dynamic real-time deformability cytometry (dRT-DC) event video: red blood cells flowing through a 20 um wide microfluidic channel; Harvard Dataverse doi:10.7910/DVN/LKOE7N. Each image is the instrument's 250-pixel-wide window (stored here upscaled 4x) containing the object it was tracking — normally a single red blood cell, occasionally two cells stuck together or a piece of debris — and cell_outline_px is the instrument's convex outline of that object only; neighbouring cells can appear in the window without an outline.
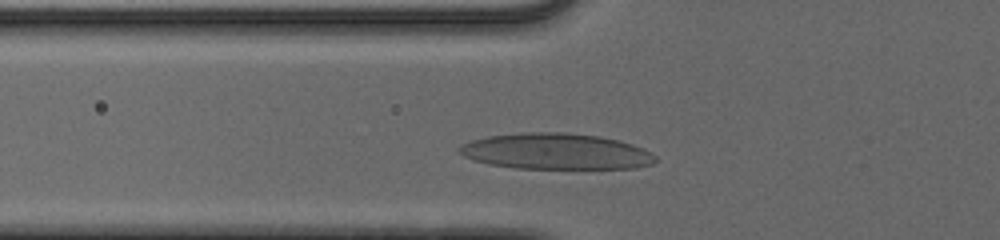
{"species": "human", "species_latin": "Homo sapiens", "temperature_condition": "cold", "stored_images_in_passage": 27, "camera_frame_rate_fps": 3000, "um_per_image_px": 0.085, "donor": {"sex": "male"}, "frame": {"image": 1, "passage_image": 2, "time_ms": 0.333, "image_size_px": [1000, 240], "cell_outline_px": [[660, 160], [652, 164], [636, 168], [516, 168], [488, 164], [464, 156], [456, 148], [460, 144], [472, 140], [488, 136], [528, 132], [564, 132], [600, 136], [632, 144], [644, 148], [656, 156]], "centroid_in_image_um": [47.27, 12.87], "position_along_channel_um": 78.5, "area_um2": 41.15}}
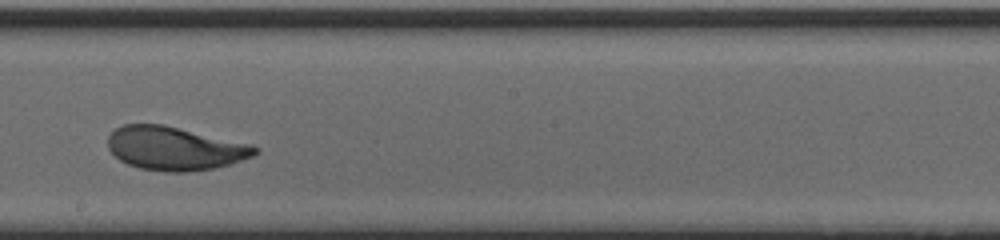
{"frame": {"image": 2, "passage_image": 14, "time_ms": 4.333, "image_size_px": [1000, 240], "cell_outline_px": [[260, 152], [252, 156], [216, 168], [188, 172], [164, 172], [140, 168], [128, 164], [120, 160], [108, 148], [108, 136], [116, 128], [124, 124], [164, 124], [252, 144], [260, 148]], "centroid_in_image_um": [14.88, 12.61], "position_along_channel_um": 233.3, "area_um2": 37.45}}
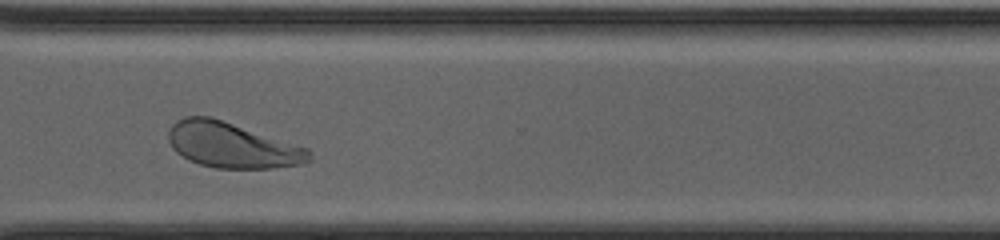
{"frame": {"image": 3, "passage_image": 23, "time_ms": 7.333, "image_size_px": [1000, 240], "cell_outline_px": [[312, 160], [300, 164], [272, 168], [216, 168], [200, 164], [188, 160], [176, 152], [172, 148], [168, 140], [168, 132], [172, 124], [176, 120], [184, 116], [208, 116], [308, 148], [312, 152]], "centroid_in_image_um": [19.7, 12.35], "position_along_channel_um": 350.9, "area_um2": 36.99}, "authors_computed_cell_mechanics": {"area_um2": 37.4544, "velocity_mm_per_s": 3.8983, "shape_relaxation_time_tau1_ms": 2.5384, "shape_relaxation_time_tau2_ms": 0.9601, "deformation_change_tau1": 0.1443, "deformation_change_tau2": 0.067}}